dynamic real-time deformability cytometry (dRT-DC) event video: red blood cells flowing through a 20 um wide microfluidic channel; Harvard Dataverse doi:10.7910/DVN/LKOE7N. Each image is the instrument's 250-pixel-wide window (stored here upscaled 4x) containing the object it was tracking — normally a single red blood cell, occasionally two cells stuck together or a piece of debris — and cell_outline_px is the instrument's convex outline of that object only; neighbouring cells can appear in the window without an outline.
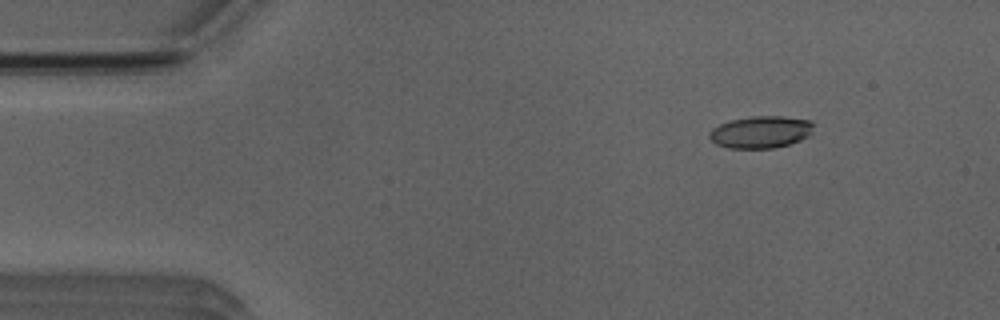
{"species": "Egyptian fruit bat (a non-hibernating species)", "species_latin": "Rousettus aegyptiacus", "temperature_condition": "room temperature", "stored_images_in_passage": 48, "camera_frame_rate_fps": 3000, "um_per_image_px": 0.085, "animal": {"sex": "male"}, "frame": {"image": 1, "passage_image": 2, "time_ms": 0.333, "image_size_px": [1000, 320], "cell_outline_px": [[812, 132], [808, 136], [800, 140], [788, 144], [772, 148], [728, 148], [716, 144], [708, 136], [708, 132], [712, 128], [720, 124], [732, 120], [752, 116], [784, 116], [812, 120]], "centroid_in_image_um": [64.66, 11.21], "position_along_channel_um": 20.3, "area_um2": 19.48}}
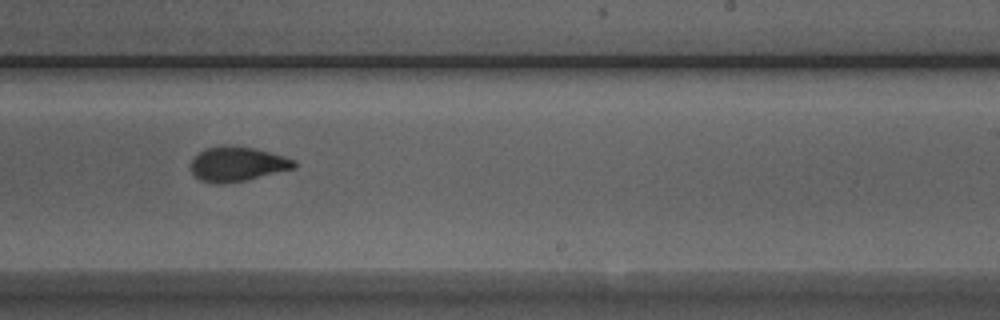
{"frame": {"image": 2, "passage_image": 27, "time_ms": 8.667, "image_size_px": [1000, 320], "cell_outline_px": [[296, 168], [244, 180], [224, 184], [216, 184], [200, 180], [192, 172], [192, 160], [204, 148], [224, 144], [232, 144], [256, 148], [284, 156], [296, 160]], "centroid_in_image_um": [20.19, 13.92], "position_along_channel_um": 268.8, "area_um2": 20.98}}
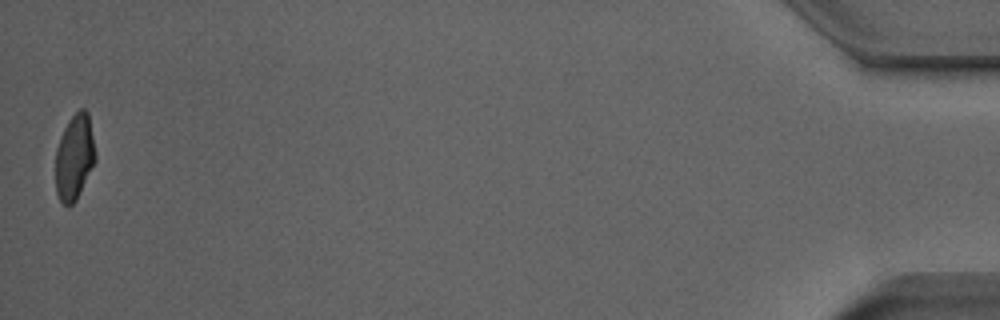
{"frame": {"image": 3, "passage_image": 47, "time_ms": 15.333, "image_size_px": [1000, 320], "cell_outline_px": [[96, 160], [76, 200], [68, 208], [60, 200], [56, 192], [56, 148], [60, 136], [68, 120], [80, 108], [84, 108], [88, 112], [96, 156]], "centroid_in_image_um": [6.32, 13.35], "position_along_channel_um": 428.9, "area_um2": 19.83}}